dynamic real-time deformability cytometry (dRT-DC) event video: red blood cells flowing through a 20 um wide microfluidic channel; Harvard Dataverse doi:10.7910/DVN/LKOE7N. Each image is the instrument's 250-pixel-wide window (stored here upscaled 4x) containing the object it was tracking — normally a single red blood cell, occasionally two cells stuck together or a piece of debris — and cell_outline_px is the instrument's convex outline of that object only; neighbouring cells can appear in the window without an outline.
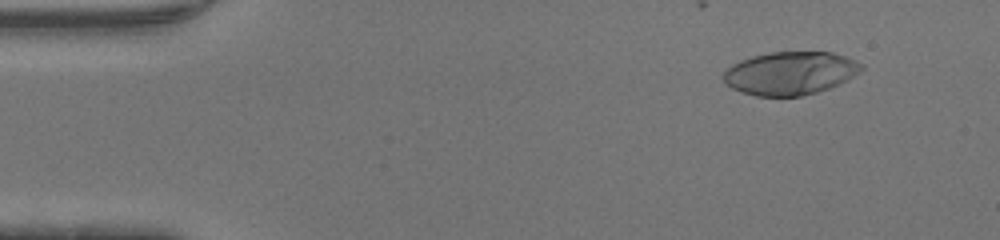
{"species": "human", "species_latin": "Homo sapiens", "temperature_condition": "warm", "stored_images_in_passage": 47, "camera_frame_rate_fps": 3000, "um_per_image_px": 0.085, "donor": {"sex": "male"}, "frame": {"image": 1, "passage_image": 5, "time_ms": 1.333, "image_size_px": [1000, 240], "cell_outline_px": [[864, 68], [860, 72], [848, 80], [840, 84], [816, 92], [800, 96], [756, 96], [740, 92], [732, 88], [724, 80], [724, 72], [732, 64], [740, 60], [752, 56], [768, 52], [832, 52], [856, 60], [864, 64]], "centroid_in_image_um": [67.2, 6.22], "position_along_channel_um": 17.8, "area_um2": 34.8}}
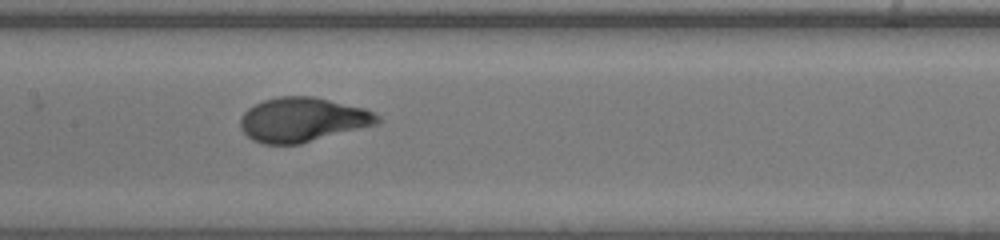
{"frame": {"image": 2, "passage_image": 23, "time_ms": 7.333, "image_size_px": [1000, 240], "cell_outline_px": [[380, 124], [300, 144], [264, 144], [252, 140], [240, 128], [240, 116], [248, 108], [264, 100], [280, 96], [312, 96], [364, 108], [380, 116]], "centroid_in_image_um": [25.73, 10.18], "position_along_channel_um": 181.7, "area_um2": 35.55}}
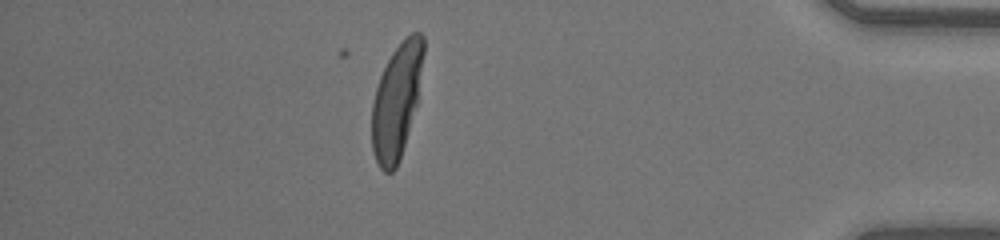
{"frame": {"image": 3, "passage_image": 41, "time_ms": 13.333, "image_size_px": [1000, 240], "cell_outline_px": [[424, 52], [416, 104], [404, 144], [396, 168], [392, 172], [384, 172], [380, 168], [372, 152], [372, 104], [376, 88], [380, 76], [392, 52], [412, 32], [420, 32], [424, 36]], "centroid_in_image_um": [33.69, 8.58], "position_along_channel_um": 401.5, "area_um2": 33.7}}